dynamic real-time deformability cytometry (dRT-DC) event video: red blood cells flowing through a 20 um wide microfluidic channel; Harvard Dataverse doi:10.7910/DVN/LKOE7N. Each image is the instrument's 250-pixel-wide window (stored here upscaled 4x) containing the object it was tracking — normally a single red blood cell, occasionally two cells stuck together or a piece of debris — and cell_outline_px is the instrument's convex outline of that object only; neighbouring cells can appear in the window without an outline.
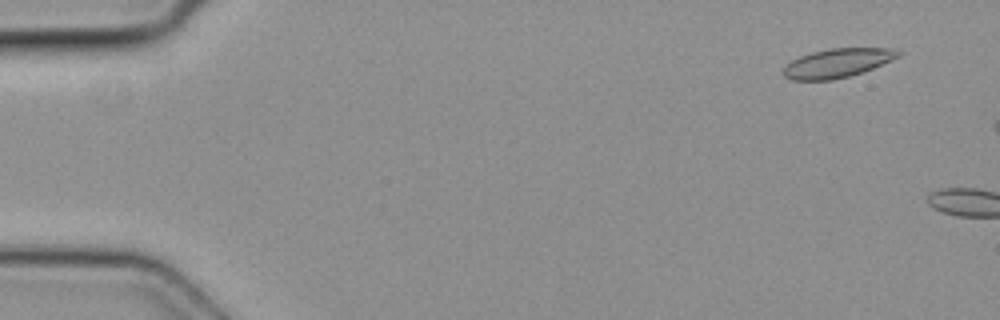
{"species": "common noctule bat (a hibernating species)", "species_latin": "Nyctalus noctula", "temperature_condition": "cold", "stored_images_in_passage": 7, "camera_frame_rate_fps": 3000, "um_per_image_px": 0.085, "animal": {"sex": "female", "body_mass_g": 19.3, "forearm_length_mm": 54.1}, "frame": {"image": 1, "passage_image": 1, "time_ms": 0.0, "image_size_px": [1000, 320], "cell_outline_px": [[900, 56], [872, 68], [848, 76], [832, 80], [792, 80], [784, 76], [780, 72], [784, 64], [800, 56], [812, 52], [828, 48], [892, 48], [900, 52]], "centroid_in_image_um": [71.09, 5.36], "position_along_channel_um": 13.9, "area_um2": 19.36}}
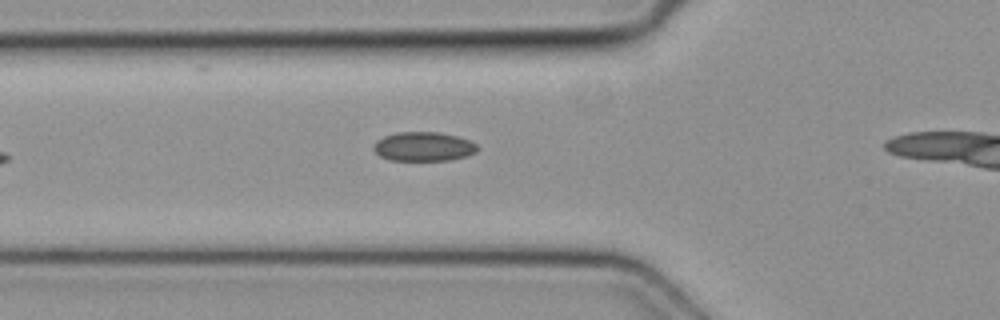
{"frame": {"image": 2, "passage_image": 6, "time_ms": 1.667, "image_size_px": [1000, 320], "cell_outline_px": [[476, 152], [468, 156], [448, 160], [388, 160], [380, 156], [372, 148], [372, 144], [376, 140], [384, 136], [396, 132], [436, 132], [456, 136], [472, 140], [476, 144]], "centroid_in_image_um": [35.97, 12.45], "position_along_channel_um": 89.8, "area_um2": 17.74}}